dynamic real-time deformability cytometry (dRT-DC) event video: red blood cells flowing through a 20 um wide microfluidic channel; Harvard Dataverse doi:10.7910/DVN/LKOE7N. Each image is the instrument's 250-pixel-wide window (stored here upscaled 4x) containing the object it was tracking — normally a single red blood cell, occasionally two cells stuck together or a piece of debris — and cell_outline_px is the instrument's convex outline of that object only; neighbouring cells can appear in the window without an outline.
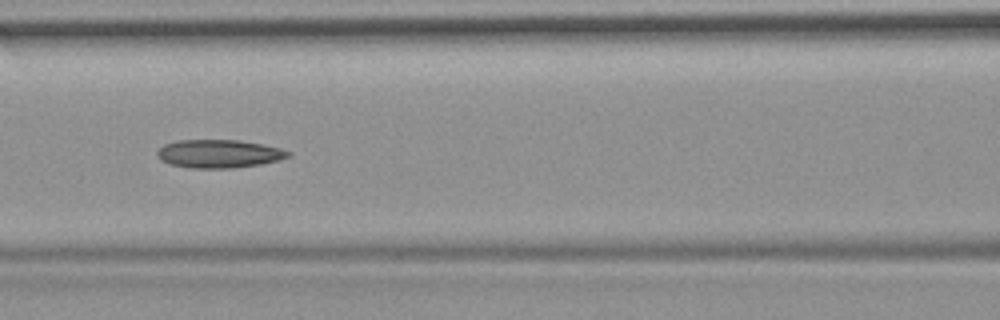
{"species": "common noctule bat (a hibernating species)", "species_latin": "Nyctalus noctula", "temperature_condition": "room temperature", "stored_images_in_passage": 16, "camera_frame_rate_fps": 3000, "um_per_image_px": 0.085, "animal": {"sex": "female", "body_mass_g": 19.9}, "frame": {"image": 1, "passage_image": 7, "time_ms": 7.667, "image_size_px": [1000, 320], "cell_outline_px": [[292, 156], [260, 164], [232, 168], [192, 168], [168, 164], [160, 160], [156, 152], [164, 144], [180, 140], [236, 140], [260, 144], [280, 148], [292, 152]], "centroid_in_image_um": [18.59, 13.07], "position_along_channel_um": 148.0, "area_um2": 21.44}}
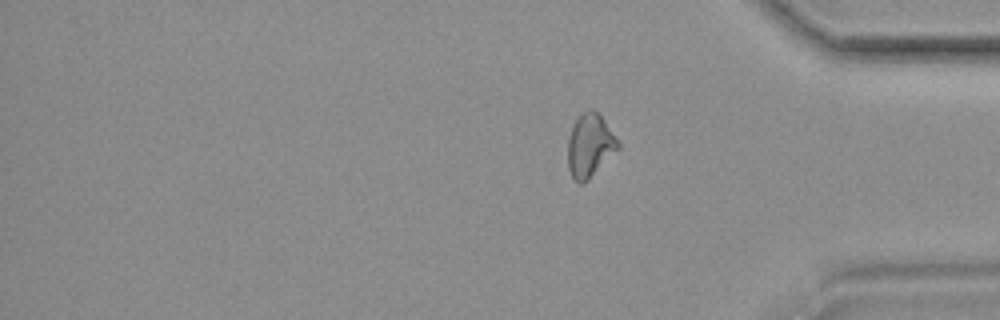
{"frame": {"image": 2, "passage_image": 16, "time_ms": 18.667, "image_size_px": [1000, 320], "cell_outline_px": [[620, 148], [588, 180], [580, 184], [572, 176], [568, 168], [568, 140], [572, 128], [576, 120], [588, 108], [592, 108], [600, 112], [620, 144]], "centroid_in_image_um": [50.16, 12.35], "position_along_channel_um": 385.0, "area_um2": 18.5}}